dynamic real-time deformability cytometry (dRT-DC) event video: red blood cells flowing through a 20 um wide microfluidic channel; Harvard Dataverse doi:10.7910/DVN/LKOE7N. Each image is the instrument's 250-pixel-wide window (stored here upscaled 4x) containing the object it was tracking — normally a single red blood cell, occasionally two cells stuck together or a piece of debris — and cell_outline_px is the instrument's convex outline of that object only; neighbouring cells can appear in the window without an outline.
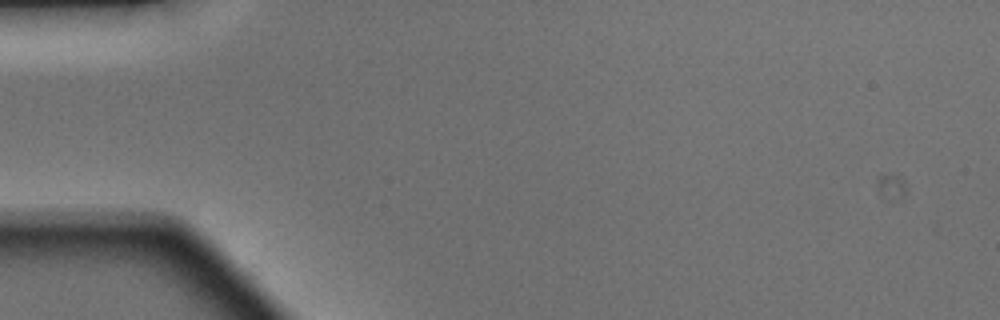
{"species": "Egyptian fruit bat (a non-hibernating species)", "species_latin": "Rousettus aegyptiacus", "temperature_condition": "warm", "stored_images_in_passage": 2, "camera_frame_rate_fps": 3000, "um_per_image_px": 0.085, "animal": {"sex": "male"}, "frame": {"image": 1, "passage_image": 1, "time_ms": 0.0, "image_size_px": [1000, 320], "cell_outline_px": [[232, 272], [228, 276], [136, 228], [144, 224], [148, 224], [172, 228], [200, 240], [224, 260]], "centroid_in_image_um": [15.93, 20.92], "position_along_channel_um": 69.1, "area_um2": 10.64}}